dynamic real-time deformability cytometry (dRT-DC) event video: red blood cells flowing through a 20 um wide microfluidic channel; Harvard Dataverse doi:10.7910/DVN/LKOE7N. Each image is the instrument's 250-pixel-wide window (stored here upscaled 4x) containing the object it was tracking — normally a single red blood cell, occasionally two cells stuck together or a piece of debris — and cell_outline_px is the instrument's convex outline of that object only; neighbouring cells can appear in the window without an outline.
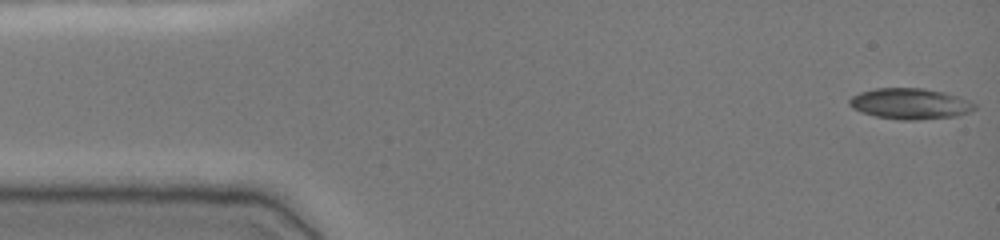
{"species": "common noctule bat (a hibernating species)", "species_latin": "Nyctalus noctula", "temperature_condition": "cold", "stored_images_in_passage": 49, "camera_frame_rate_fps": 3000, "um_per_image_px": 0.085, "animal": {"sex": "female", "body_mass_g": 19.0, "forearm_length_mm": 51.5}, "frame": {"image": 1, "passage_image": 1, "time_ms": 0.0, "image_size_px": [1000, 240], "cell_outline_px": [[976, 108], [968, 112], [956, 116], [912, 120], [904, 120], [876, 116], [860, 112], [852, 108], [848, 104], [848, 100], [852, 96], [860, 92], [876, 88], [924, 88], [944, 92], [960, 96], [976, 104]], "centroid_in_image_um": [77.34, 8.8], "position_along_channel_um": 7.7, "area_um2": 22.54}}
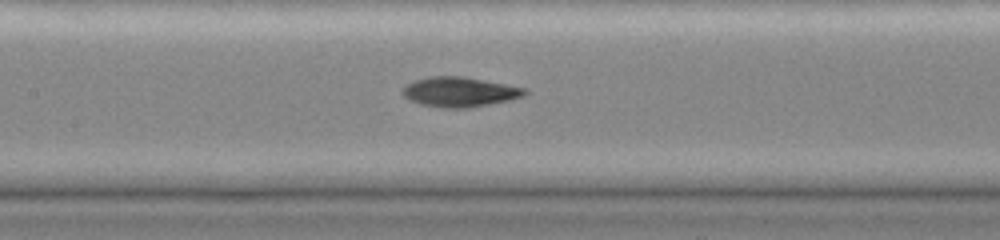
{"frame": {"image": 2, "passage_image": 22, "time_ms": 7.0, "image_size_px": [1000, 240], "cell_outline_px": [[528, 92], [524, 96], [508, 100], [468, 108], [440, 108], [420, 104], [408, 100], [400, 92], [412, 80], [428, 76], [464, 76], [528, 88]], "centroid_in_image_um": [39.05, 7.81], "position_along_channel_um": 168.3, "area_um2": 21.5}}
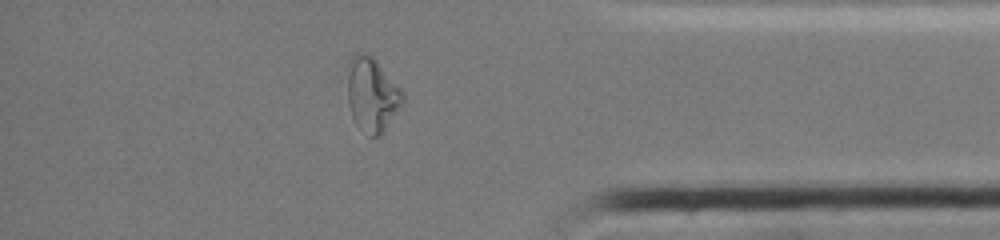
{"frame": {"image": 3, "passage_image": 41, "time_ms": 13.333, "image_size_px": [1000, 240], "cell_outline_px": [[404, 104], [384, 132], [380, 136], [372, 136], [356, 124], [352, 116], [348, 104], [348, 60], [356, 52], [368, 52], [376, 60], [404, 92]], "centroid_in_image_um": [31.64, 8.02], "position_along_channel_um": 403.6, "area_um2": 24.1}}